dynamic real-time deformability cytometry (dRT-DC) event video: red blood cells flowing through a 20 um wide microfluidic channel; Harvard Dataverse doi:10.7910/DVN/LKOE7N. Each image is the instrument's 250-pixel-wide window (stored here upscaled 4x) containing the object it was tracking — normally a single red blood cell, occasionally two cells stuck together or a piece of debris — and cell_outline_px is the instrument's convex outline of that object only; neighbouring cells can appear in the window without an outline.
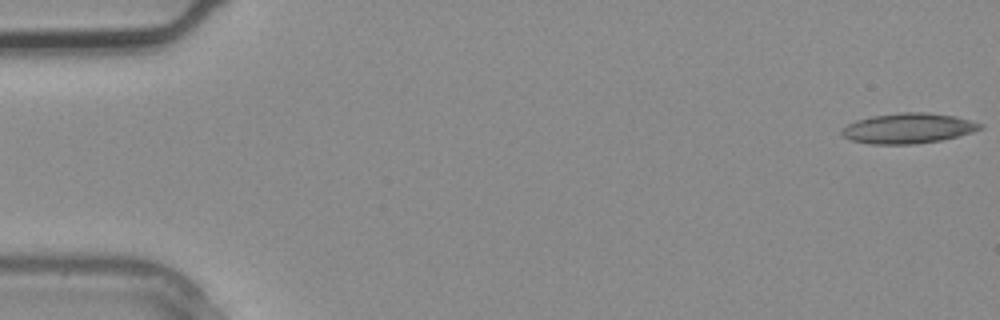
{"species": "common noctule bat (a hibernating species)", "species_latin": "Nyctalus noctula", "temperature_condition": "warm", "stored_images_in_passage": 3, "camera_frame_rate_fps": 3000, "um_per_image_px": 0.085, "animal": {"sex": "male", "body_mass_g": 20.4}, "frame": {"image": 1, "passage_image": 1, "time_ms": 0.0, "image_size_px": [1000, 320], "cell_outline_px": [[984, 128], [972, 132], [940, 140], [916, 144], [868, 144], [852, 140], [840, 136], [840, 132], [848, 124], [856, 120], [872, 116], [904, 112], [924, 112], [956, 116], [984, 124]], "centroid_in_image_um": [77.19, 10.91], "position_along_channel_um": 7.8, "area_um2": 24.39}}
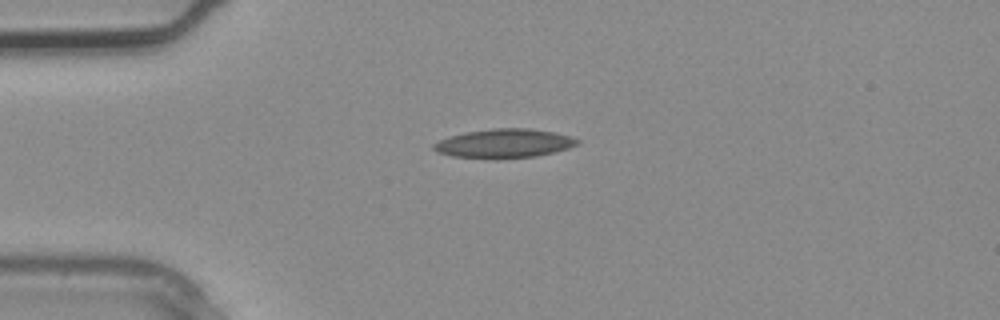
{"frame": {"image": 2, "passage_image": 3, "time_ms": 0.667, "image_size_px": [1000, 320], "cell_outline_px": [[580, 144], [568, 148], [536, 156], [452, 156], [440, 152], [432, 148], [432, 144], [440, 140], [452, 136], [468, 132], [492, 128], [528, 128], [552, 132], [568, 136], [580, 140]], "centroid_in_image_um": [42.9, 12.15], "position_along_channel_um": 42.1, "area_um2": 23.0}}